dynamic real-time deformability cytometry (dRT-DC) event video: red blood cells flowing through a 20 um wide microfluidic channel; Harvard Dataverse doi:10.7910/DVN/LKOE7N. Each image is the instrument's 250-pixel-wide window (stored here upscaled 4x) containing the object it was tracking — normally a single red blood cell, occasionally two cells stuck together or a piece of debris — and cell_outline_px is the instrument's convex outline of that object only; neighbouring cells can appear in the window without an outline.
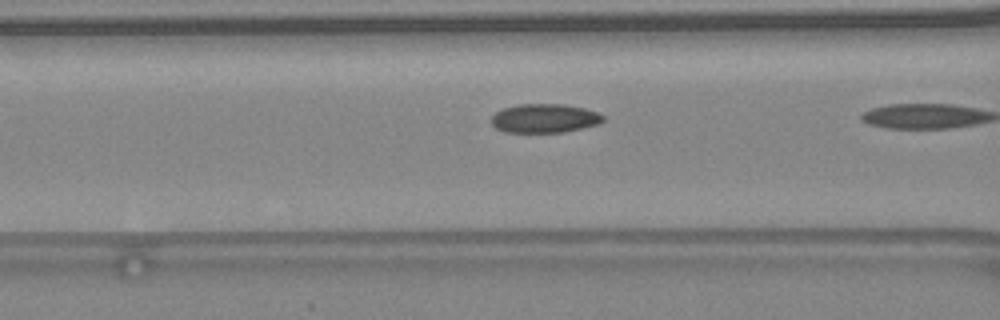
{"species": "common noctule bat (a hibernating species)", "species_latin": "Nyctalus noctula", "temperature_condition": "warm", "stored_images_in_passage": 11, "camera_frame_rate_fps": 3000, "um_per_image_px": 0.085, "animal": {"sex": "female", "body_mass_g": 24.6, "forearm_length_mm": 56.2}, "frame": {"image": 1, "passage_image": 10, "time_ms": 3.0, "image_size_px": [1000, 320], "cell_outline_px": [[604, 120], [600, 124], [564, 132], [504, 132], [496, 128], [492, 124], [492, 116], [496, 112], [504, 108], [520, 104], [564, 104], [584, 108], [600, 112], [604, 116]], "centroid_in_image_um": [46.33, 10.05], "position_along_channel_um": 120.3, "area_um2": 18.9}}